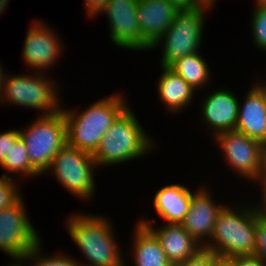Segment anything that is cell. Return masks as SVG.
I'll list each match as a JSON object with an SVG mask.
<instances>
[{
	"label": "cell",
	"mask_w": 266,
	"mask_h": 266,
	"mask_svg": "<svg viewBox=\"0 0 266 266\" xmlns=\"http://www.w3.org/2000/svg\"><path fill=\"white\" fill-rule=\"evenodd\" d=\"M160 76L156 79L155 88L158 101L162 107L172 116L190 110L193 101H197V92L178 74L169 67L160 66Z\"/></svg>",
	"instance_id": "obj_16"
},
{
	"label": "cell",
	"mask_w": 266,
	"mask_h": 266,
	"mask_svg": "<svg viewBox=\"0 0 266 266\" xmlns=\"http://www.w3.org/2000/svg\"><path fill=\"white\" fill-rule=\"evenodd\" d=\"M129 261H127V260H125V265L124 266H130L129 264L130 263H128Z\"/></svg>",
	"instance_id": "obj_41"
},
{
	"label": "cell",
	"mask_w": 266,
	"mask_h": 266,
	"mask_svg": "<svg viewBox=\"0 0 266 266\" xmlns=\"http://www.w3.org/2000/svg\"><path fill=\"white\" fill-rule=\"evenodd\" d=\"M1 266H22L20 261H12L9 264L1 265Z\"/></svg>",
	"instance_id": "obj_39"
},
{
	"label": "cell",
	"mask_w": 266,
	"mask_h": 266,
	"mask_svg": "<svg viewBox=\"0 0 266 266\" xmlns=\"http://www.w3.org/2000/svg\"><path fill=\"white\" fill-rule=\"evenodd\" d=\"M202 51L177 59L169 68L181 76L199 94L213 83L212 69ZM200 91V92H199Z\"/></svg>",
	"instance_id": "obj_21"
},
{
	"label": "cell",
	"mask_w": 266,
	"mask_h": 266,
	"mask_svg": "<svg viewBox=\"0 0 266 266\" xmlns=\"http://www.w3.org/2000/svg\"><path fill=\"white\" fill-rule=\"evenodd\" d=\"M260 92L263 94L265 102H266V86H256Z\"/></svg>",
	"instance_id": "obj_38"
},
{
	"label": "cell",
	"mask_w": 266,
	"mask_h": 266,
	"mask_svg": "<svg viewBox=\"0 0 266 266\" xmlns=\"http://www.w3.org/2000/svg\"><path fill=\"white\" fill-rule=\"evenodd\" d=\"M256 255L266 265V218L256 213Z\"/></svg>",
	"instance_id": "obj_26"
},
{
	"label": "cell",
	"mask_w": 266,
	"mask_h": 266,
	"mask_svg": "<svg viewBox=\"0 0 266 266\" xmlns=\"http://www.w3.org/2000/svg\"><path fill=\"white\" fill-rule=\"evenodd\" d=\"M98 167L91 153L79 150L66 143L55 155L43 175L54 177L73 198L87 203L97 195L96 172Z\"/></svg>",
	"instance_id": "obj_7"
},
{
	"label": "cell",
	"mask_w": 266,
	"mask_h": 266,
	"mask_svg": "<svg viewBox=\"0 0 266 266\" xmlns=\"http://www.w3.org/2000/svg\"><path fill=\"white\" fill-rule=\"evenodd\" d=\"M137 2L138 0H108L99 15L106 17L108 36L114 46L134 53L150 52L151 48L142 40Z\"/></svg>",
	"instance_id": "obj_13"
},
{
	"label": "cell",
	"mask_w": 266,
	"mask_h": 266,
	"mask_svg": "<svg viewBox=\"0 0 266 266\" xmlns=\"http://www.w3.org/2000/svg\"><path fill=\"white\" fill-rule=\"evenodd\" d=\"M10 1L11 0H0V16L4 14L5 10H7Z\"/></svg>",
	"instance_id": "obj_37"
},
{
	"label": "cell",
	"mask_w": 266,
	"mask_h": 266,
	"mask_svg": "<svg viewBox=\"0 0 266 266\" xmlns=\"http://www.w3.org/2000/svg\"><path fill=\"white\" fill-rule=\"evenodd\" d=\"M175 6L179 11H190L202 7L210 2V0H166Z\"/></svg>",
	"instance_id": "obj_31"
},
{
	"label": "cell",
	"mask_w": 266,
	"mask_h": 266,
	"mask_svg": "<svg viewBox=\"0 0 266 266\" xmlns=\"http://www.w3.org/2000/svg\"><path fill=\"white\" fill-rule=\"evenodd\" d=\"M264 76L265 77L261 75L259 78L256 76V79L253 77L254 81L252 82V84H254L255 86H266V75Z\"/></svg>",
	"instance_id": "obj_36"
},
{
	"label": "cell",
	"mask_w": 266,
	"mask_h": 266,
	"mask_svg": "<svg viewBox=\"0 0 266 266\" xmlns=\"http://www.w3.org/2000/svg\"><path fill=\"white\" fill-rule=\"evenodd\" d=\"M124 91L112 92L84 106L62 105L67 125V143L93 154L105 133L116 119L131 105ZM69 107V108H68Z\"/></svg>",
	"instance_id": "obj_2"
},
{
	"label": "cell",
	"mask_w": 266,
	"mask_h": 266,
	"mask_svg": "<svg viewBox=\"0 0 266 266\" xmlns=\"http://www.w3.org/2000/svg\"><path fill=\"white\" fill-rule=\"evenodd\" d=\"M212 266H237L236 262L232 258H225L217 256L214 259V263Z\"/></svg>",
	"instance_id": "obj_34"
},
{
	"label": "cell",
	"mask_w": 266,
	"mask_h": 266,
	"mask_svg": "<svg viewBox=\"0 0 266 266\" xmlns=\"http://www.w3.org/2000/svg\"><path fill=\"white\" fill-rule=\"evenodd\" d=\"M21 182L0 176V210L13 204L23 193Z\"/></svg>",
	"instance_id": "obj_25"
},
{
	"label": "cell",
	"mask_w": 266,
	"mask_h": 266,
	"mask_svg": "<svg viewBox=\"0 0 266 266\" xmlns=\"http://www.w3.org/2000/svg\"><path fill=\"white\" fill-rule=\"evenodd\" d=\"M211 141L219 149L224 165L232 175L251 183L257 177L259 169L261 142L248 137L237 130L216 134Z\"/></svg>",
	"instance_id": "obj_11"
},
{
	"label": "cell",
	"mask_w": 266,
	"mask_h": 266,
	"mask_svg": "<svg viewBox=\"0 0 266 266\" xmlns=\"http://www.w3.org/2000/svg\"><path fill=\"white\" fill-rule=\"evenodd\" d=\"M34 20V21H33ZM26 32L22 48L24 70L49 73L64 57L65 42L56 28L44 19H34ZM52 26V27H51ZM61 37V38H60ZM58 62V63H57ZM26 65V67H25ZM52 68V69H51ZM49 70V71H48Z\"/></svg>",
	"instance_id": "obj_10"
},
{
	"label": "cell",
	"mask_w": 266,
	"mask_h": 266,
	"mask_svg": "<svg viewBox=\"0 0 266 266\" xmlns=\"http://www.w3.org/2000/svg\"><path fill=\"white\" fill-rule=\"evenodd\" d=\"M215 4L217 2L210 1L202 7L180 11L176 15L170 27L151 47V51L161 49L159 66L169 67L179 58L203 51L201 48L204 42L207 15L217 6Z\"/></svg>",
	"instance_id": "obj_6"
},
{
	"label": "cell",
	"mask_w": 266,
	"mask_h": 266,
	"mask_svg": "<svg viewBox=\"0 0 266 266\" xmlns=\"http://www.w3.org/2000/svg\"><path fill=\"white\" fill-rule=\"evenodd\" d=\"M18 138L19 130L16 128L0 131V164Z\"/></svg>",
	"instance_id": "obj_27"
},
{
	"label": "cell",
	"mask_w": 266,
	"mask_h": 266,
	"mask_svg": "<svg viewBox=\"0 0 266 266\" xmlns=\"http://www.w3.org/2000/svg\"><path fill=\"white\" fill-rule=\"evenodd\" d=\"M24 193L10 206L0 210V252L11 261H21L41 240L27 213Z\"/></svg>",
	"instance_id": "obj_9"
},
{
	"label": "cell",
	"mask_w": 266,
	"mask_h": 266,
	"mask_svg": "<svg viewBox=\"0 0 266 266\" xmlns=\"http://www.w3.org/2000/svg\"><path fill=\"white\" fill-rule=\"evenodd\" d=\"M247 201L248 198L240 202L229 201L219 213L211 238L203 246L204 249L225 258L254 255L256 212L252 199L249 200L250 203Z\"/></svg>",
	"instance_id": "obj_4"
},
{
	"label": "cell",
	"mask_w": 266,
	"mask_h": 266,
	"mask_svg": "<svg viewBox=\"0 0 266 266\" xmlns=\"http://www.w3.org/2000/svg\"><path fill=\"white\" fill-rule=\"evenodd\" d=\"M135 222L125 260L131 259L132 266H172L156 236L146 226Z\"/></svg>",
	"instance_id": "obj_20"
},
{
	"label": "cell",
	"mask_w": 266,
	"mask_h": 266,
	"mask_svg": "<svg viewBox=\"0 0 266 266\" xmlns=\"http://www.w3.org/2000/svg\"><path fill=\"white\" fill-rule=\"evenodd\" d=\"M251 11V41L257 51L266 54V7L254 4Z\"/></svg>",
	"instance_id": "obj_24"
},
{
	"label": "cell",
	"mask_w": 266,
	"mask_h": 266,
	"mask_svg": "<svg viewBox=\"0 0 266 266\" xmlns=\"http://www.w3.org/2000/svg\"><path fill=\"white\" fill-rule=\"evenodd\" d=\"M251 184H253L254 189L256 188V185L258 186L257 188H259L260 190V194L259 192H255L256 194L259 195L258 199H255L257 201H253L252 205L255 209V212L257 213V215L266 218V180L263 181H253ZM260 201V202H259Z\"/></svg>",
	"instance_id": "obj_29"
},
{
	"label": "cell",
	"mask_w": 266,
	"mask_h": 266,
	"mask_svg": "<svg viewBox=\"0 0 266 266\" xmlns=\"http://www.w3.org/2000/svg\"><path fill=\"white\" fill-rule=\"evenodd\" d=\"M0 168L6 170L1 174L8 178L15 179L22 183V179L28 180L42 176L30 163L28 152L23 141L19 137L10 148ZM9 174H13L12 176ZM15 178H14V177ZM17 176V177H16ZM21 179V180H20Z\"/></svg>",
	"instance_id": "obj_22"
},
{
	"label": "cell",
	"mask_w": 266,
	"mask_h": 266,
	"mask_svg": "<svg viewBox=\"0 0 266 266\" xmlns=\"http://www.w3.org/2000/svg\"><path fill=\"white\" fill-rule=\"evenodd\" d=\"M11 72L8 70L5 76L0 106L34 109L39 116L57 114L62 104H66L59 85L62 82L51 77L53 74L27 70L22 74Z\"/></svg>",
	"instance_id": "obj_5"
},
{
	"label": "cell",
	"mask_w": 266,
	"mask_h": 266,
	"mask_svg": "<svg viewBox=\"0 0 266 266\" xmlns=\"http://www.w3.org/2000/svg\"><path fill=\"white\" fill-rule=\"evenodd\" d=\"M107 2L108 0H83V8L85 9V15L88 17L87 19L98 18L99 13L105 8Z\"/></svg>",
	"instance_id": "obj_30"
},
{
	"label": "cell",
	"mask_w": 266,
	"mask_h": 266,
	"mask_svg": "<svg viewBox=\"0 0 266 266\" xmlns=\"http://www.w3.org/2000/svg\"><path fill=\"white\" fill-rule=\"evenodd\" d=\"M1 61H0V99L2 98V92H3V86H4V80L6 76V70L3 68Z\"/></svg>",
	"instance_id": "obj_35"
},
{
	"label": "cell",
	"mask_w": 266,
	"mask_h": 266,
	"mask_svg": "<svg viewBox=\"0 0 266 266\" xmlns=\"http://www.w3.org/2000/svg\"><path fill=\"white\" fill-rule=\"evenodd\" d=\"M138 119L133 107L129 106L105 133L92 154L99 170L144 160V157L159 150L158 139L147 133Z\"/></svg>",
	"instance_id": "obj_3"
},
{
	"label": "cell",
	"mask_w": 266,
	"mask_h": 266,
	"mask_svg": "<svg viewBox=\"0 0 266 266\" xmlns=\"http://www.w3.org/2000/svg\"><path fill=\"white\" fill-rule=\"evenodd\" d=\"M263 180H266V142H262L260 146L259 169L254 181Z\"/></svg>",
	"instance_id": "obj_32"
},
{
	"label": "cell",
	"mask_w": 266,
	"mask_h": 266,
	"mask_svg": "<svg viewBox=\"0 0 266 266\" xmlns=\"http://www.w3.org/2000/svg\"><path fill=\"white\" fill-rule=\"evenodd\" d=\"M206 184L198 183L193 188L189 211L180 223L202 247L210 240L219 213L229 203L216 200L213 189Z\"/></svg>",
	"instance_id": "obj_14"
},
{
	"label": "cell",
	"mask_w": 266,
	"mask_h": 266,
	"mask_svg": "<svg viewBox=\"0 0 266 266\" xmlns=\"http://www.w3.org/2000/svg\"><path fill=\"white\" fill-rule=\"evenodd\" d=\"M24 128L19 137L26 146L31 165L42 175L57 152L67 143V125L62 110L54 115H39Z\"/></svg>",
	"instance_id": "obj_8"
},
{
	"label": "cell",
	"mask_w": 266,
	"mask_h": 266,
	"mask_svg": "<svg viewBox=\"0 0 266 266\" xmlns=\"http://www.w3.org/2000/svg\"><path fill=\"white\" fill-rule=\"evenodd\" d=\"M249 88L247 92L245 91L243 98H239L235 130L261 143L266 142V102L263 94L254 84L251 83Z\"/></svg>",
	"instance_id": "obj_19"
},
{
	"label": "cell",
	"mask_w": 266,
	"mask_h": 266,
	"mask_svg": "<svg viewBox=\"0 0 266 266\" xmlns=\"http://www.w3.org/2000/svg\"><path fill=\"white\" fill-rule=\"evenodd\" d=\"M191 184L179 182L166 183L160 186L150 198V205L155 211L157 219L162 223L180 224L190 207L192 195Z\"/></svg>",
	"instance_id": "obj_17"
},
{
	"label": "cell",
	"mask_w": 266,
	"mask_h": 266,
	"mask_svg": "<svg viewBox=\"0 0 266 266\" xmlns=\"http://www.w3.org/2000/svg\"><path fill=\"white\" fill-rule=\"evenodd\" d=\"M41 240L29 253L20 261L22 266H81L76 260V256L66 254V252H56L46 254L44 243Z\"/></svg>",
	"instance_id": "obj_23"
},
{
	"label": "cell",
	"mask_w": 266,
	"mask_h": 266,
	"mask_svg": "<svg viewBox=\"0 0 266 266\" xmlns=\"http://www.w3.org/2000/svg\"><path fill=\"white\" fill-rule=\"evenodd\" d=\"M254 3L266 7V0H255V1L253 0V4Z\"/></svg>",
	"instance_id": "obj_40"
},
{
	"label": "cell",
	"mask_w": 266,
	"mask_h": 266,
	"mask_svg": "<svg viewBox=\"0 0 266 266\" xmlns=\"http://www.w3.org/2000/svg\"><path fill=\"white\" fill-rule=\"evenodd\" d=\"M237 266H266L256 255L232 257Z\"/></svg>",
	"instance_id": "obj_33"
},
{
	"label": "cell",
	"mask_w": 266,
	"mask_h": 266,
	"mask_svg": "<svg viewBox=\"0 0 266 266\" xmlns=\"http://www.w3.org/2000/svg\"><path fill=\"white\" fill-rule=\"evenodd\" d=\"M217 255L209 250L201 249L195 256L176 266H212Z\"/></svg>",
	"instance_id": "obj_28"
},
{
	"label": "cell",
	"mask_w": 266,
	"mask_h": 266,
	"mask_svg": "<svg viewBox=\"0 0 266 266\" xmlns=\"http://www.w3.org/2000/svg\"><path fill=\"white\" fill-rule=\"evenodd\" d=\"M139 217L137 221L146 226L156 236L172 265L176 266L186 261L203 249L181 224L159 223L154 218L149 219L147 216L141 215Z\"/></svg>",
	"instance_id": "obj_15"
},
{
	"label": "cell",
	"mask_w": 266,
	"mask_h": 266,
	"mask_svg": "<svg viewBox=\"0 0 266 266\" xmlns=\"http://www.w3.org/2000/svg\"><path fill=\"white\" fill-rule=\"evenodd\" d=\"M102 213L76 210L64 220V229L81 252L76 260L81 266H124L122 242L117 236L113 220ZM125 255V256H123ZM84 259V260H83ZM87 261V262H86Z\"/></svg>",
	"instance_id": "obj_1"
},
{
	"label": "cell",
	"mask_w": 266,
	"mask_h": 266,
	"mask_svg": "<svg viewBox=\"0 0 266 266\" xmlns=\"http://www.w3.org/2000/svg\"><path fill=\"white\" fill-rule=\"evenodd\" d=\"M179 12L166 0H138L137 16L142 40L151 48Z\"/></svg>",
	"instance_id": "obj_18"
},
{
	"label": "cell",
	"mask_w": 266,
	"mask_h": 266,
	"mask_svg": "<svg viewBox=\"0 0 266 266\" xmlns=\"http://www.w3.org/2000/svg\"><path fill=\"white\" fill-rule=\"evenodd\" d=\"M225 86H217L215 89L210 87V89L205 90L201 97L197 94L200 103L197 107L199 113L196 116H199L197 117L201 122L199 125L205 127V133L210 134L211 137H208L211 140L218 133L236 128L240 95L238 96L235 90ZM207 90L212 91L208 92Z\"/></svg>",
	"instance_id": "obj_12"
}]
</instances>
